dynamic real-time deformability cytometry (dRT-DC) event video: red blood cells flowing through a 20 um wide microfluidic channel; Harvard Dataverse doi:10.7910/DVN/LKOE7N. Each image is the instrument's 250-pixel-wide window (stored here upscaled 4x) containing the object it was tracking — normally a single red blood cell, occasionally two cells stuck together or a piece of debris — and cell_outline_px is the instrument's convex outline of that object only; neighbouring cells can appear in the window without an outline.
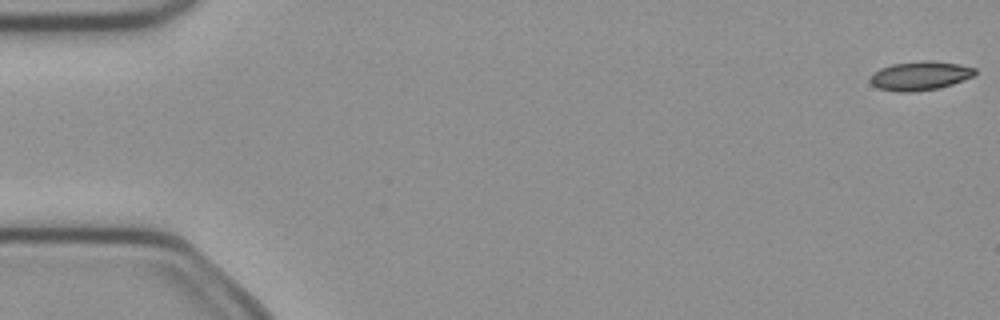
{"species": "common noctule bat (a hibernating species)", "species_latin": "Nyctalus noctula", "temperature_condition": "cold", "stored_images_in_passage": 5, "camera_frame_rate_fps": 3000, "um_per_image_px": 0.085, "animal": {"sex": "female", "body_mass_g": 21.9}, "frame": {"image": 1, "passage_image": 1, "time_ms": 0.0, "image_size_px": [1000, 320], "cell_outline_px": [[976, 76], [940, 88], [912, 92], [896, 92], [880, 88], [872, 84], [868, 80], [872, 72], [880, 68], [892, 64], [924, 60], [932, 60], [960, 64], [976, 68]], "centroid_in_image_um": [78.22, 6.43], "position_along_channel_um": 6.8, "area_um2": 17.98}}
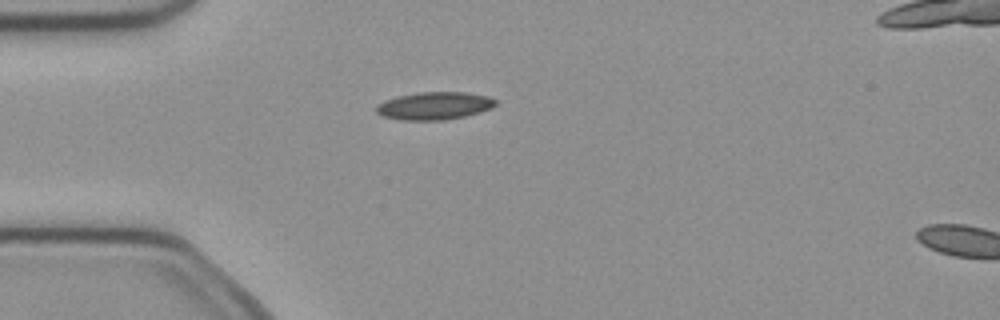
{"frame": {"image": 2, "passage_image": 4, "time_ms": 1.0, "image_size_px": [1000, 320], "cell_outline_px": [[496, 104], [492, 108], [480, 112], [464, 116], [444, 120], [400, 120], [384, 116], [376, 112], [376, 104], [384, 100], [396, 96], [420, 92], [464, 92], [488, 96], [496, 100]], "centroid_in_image_um": [36.9, 8.99], "position_along_channel_um": 48.1, "area_um2": 19.31}}